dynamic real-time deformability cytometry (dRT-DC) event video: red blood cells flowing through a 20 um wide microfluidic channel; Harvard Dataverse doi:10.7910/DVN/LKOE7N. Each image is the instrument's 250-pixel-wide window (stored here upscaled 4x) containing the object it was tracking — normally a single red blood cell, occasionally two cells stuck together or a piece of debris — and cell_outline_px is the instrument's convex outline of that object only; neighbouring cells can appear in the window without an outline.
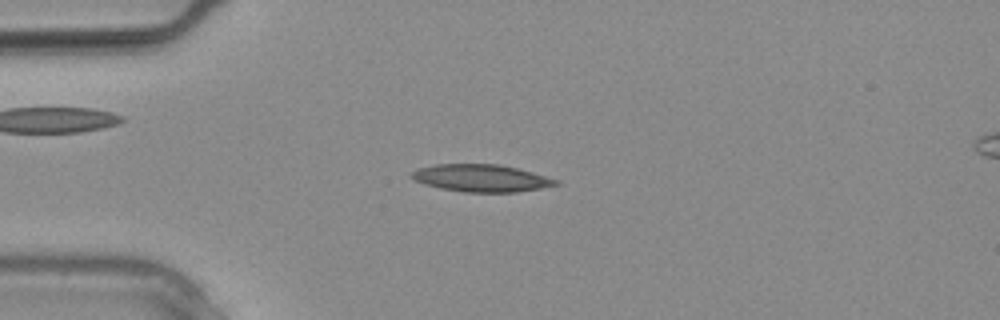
{"species": "common noctule bat (a hibernating species)", "species_latin": "Nyctalus noctula", "temperature_condition": "warm", "stored_images_in_passage": 8, "camera_frame_rate_fps": 3000, "um_per_image_px": 0.085, "animal": {"sex": "male", "body_mass_g": 20.4}, "frame": {"image": 1, "passage_image": 5, "time_ms": 1.333, "image_size_px": [1000, 320], "cell_outline_px": [[560, 184], [540, 188], [516, 192], [464, 192], [440, 188], [424, 184], [416, 180], [412, 176], [412, 172], [416, 168], [436, 164], [500, 164], [532, 172], [560, 180]], "centroid_in_image_um": [40.92, 15.13], "position_along_channel_um": 44.1, "area_um2": 22.89}}
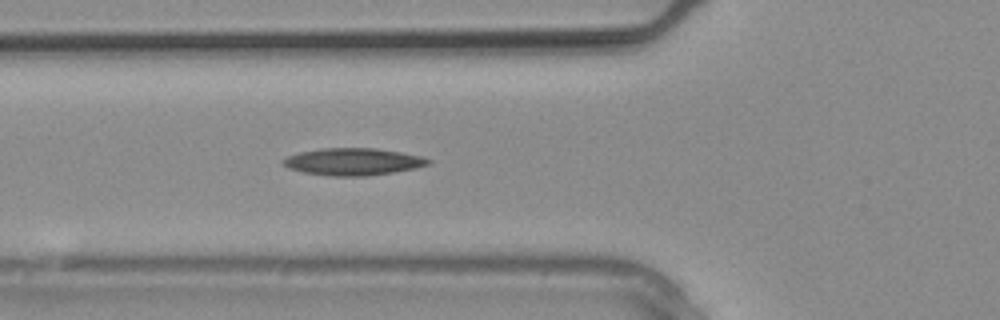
{"frame": {"image": 2, "passage_image": 8, "time_ms": 2.333, "image_size_px": [1000, 320], "cell_outline_px": [[432, 160], [428, 164], [416, 168], [368, 176], [332, 176], [304, 172], [288, 168], [280, 164], [280, 160], [288, 156], [300, 152], [320, 148], [376, 148], [424, 156]], "centroid_in_image_um": [29.99, 13.74], "position_along_channel_um": 95.8, "area_um2": 23.06}}